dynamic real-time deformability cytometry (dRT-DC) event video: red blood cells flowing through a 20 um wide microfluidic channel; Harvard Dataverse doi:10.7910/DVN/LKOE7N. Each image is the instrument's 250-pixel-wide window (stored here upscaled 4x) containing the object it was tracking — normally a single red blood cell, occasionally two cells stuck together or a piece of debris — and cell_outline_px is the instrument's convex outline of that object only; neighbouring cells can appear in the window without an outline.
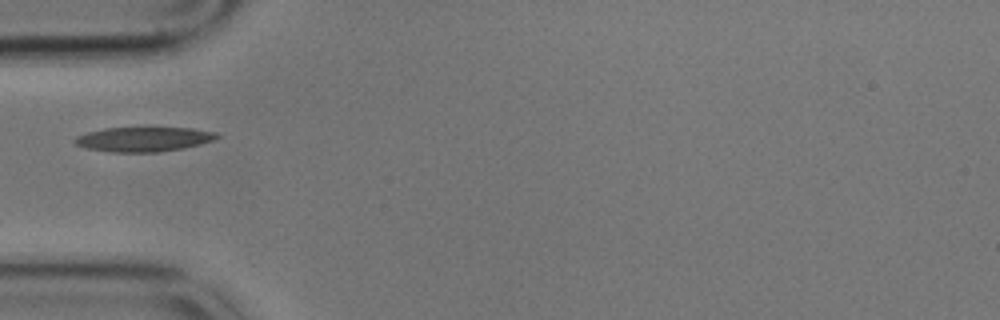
{"species": "common noctule bat (a hibernating species)", "species_latin": "Nyctalus noctula", "temperature_condition": "cold", "stored_images_in_passage": 18, "camera_frame_rate_fps": 3000, "um_per_image_px": 0.085, "animal": {"sex": "male", "body_mass_g": 17.9}, "frame": {"image": 1, "passage_image": 1, "time_ms": 0.0, "image_size_px": [1000, 320], "cell_outline_px": [[220, 136], [212, 140], [200, 144], [184, 148], [156, 152], [112, 152], [88, 148], [76, 144], [72, 140], [76, 136], [88, 132], [104, 128], [148, 124], [152, 124], [192, 128], [216, 132]], "centroid_in_image_um": [12.23, 11.76], "position_along_channel_um": 72.8, "area_um2": 21.5}}
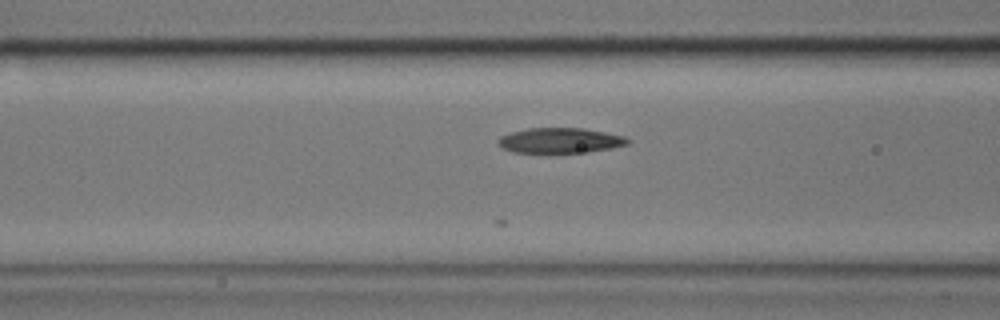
{"frame": {"image": 2, "passage_image": 5, "time_ms": 1.333, "image_size_px": [1000, 320], "cell_outline_px": [[632, 140], [628, 144], [612, 148], [588, 152], [512, 152], [496, 144], [496, 140], [500, 136], [512, 132], [528, 128], [584, 128], [624, 136]], "centroid_in_image_um": [47.61, 11.93], "position_along_channel_um": 119.0, "area_um2": 19.02}}
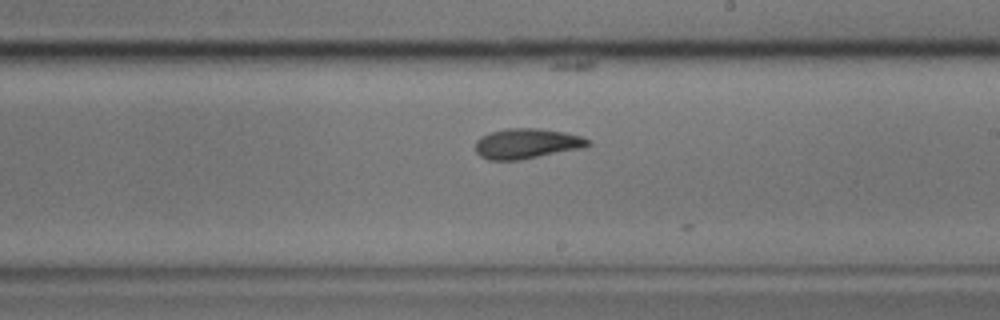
{"frame": {"image": 3, "passage_image": 16, "time_ms": 5.0, "image_size_px": [1000, 320], "cell_outline_px": [[592, 144], [584, 148], [520, 160], [488, 160], [480, 156], [476, 152], [476, 140], [480, 136], [488, 132], [504, 128], [540, 128], [564, 132], [580, 136], [592, 140]], "centroid_in_image_um": [44.78, 12.2], "position_along_channel_um": 244.2, "area_um2": 20.17}}